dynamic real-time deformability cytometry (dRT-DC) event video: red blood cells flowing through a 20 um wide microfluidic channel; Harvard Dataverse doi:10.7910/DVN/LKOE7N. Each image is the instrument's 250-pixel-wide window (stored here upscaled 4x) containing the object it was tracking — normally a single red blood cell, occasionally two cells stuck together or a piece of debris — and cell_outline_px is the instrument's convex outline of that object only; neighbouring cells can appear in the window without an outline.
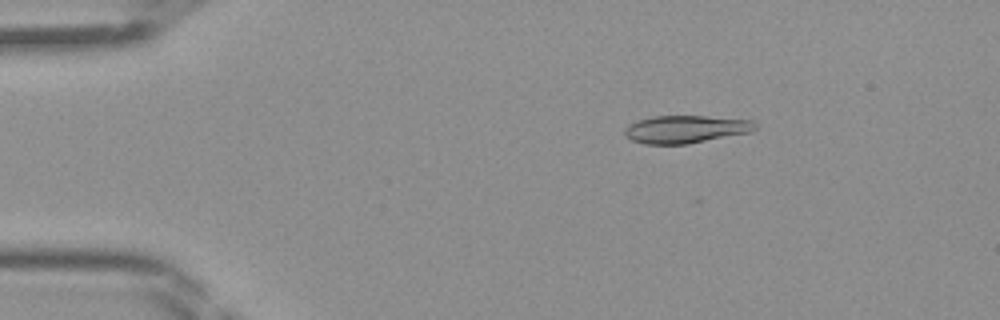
{"species": "Egyptian fruit bat (a non-hibernating species)", "species_latin": "Rousettus aegyptiacus", "temperature_condition": "room temperature", "stored_images_in_passage": 44, "camera_frame_rate_fps": 3000, "um_per_image_px": 0.085, "frame": {"image": 1, "passage_image": 7, "time_ms": 2.0, "image_size_px": [1000, 320], "cell_outline_px": [[760, 124], [752, 132], [688, 144], [644, 144], [632, 140], [624, 132], [624, 128], [628, 124], [636, 120], [652, 116], [704, 116], [752, 120]], "centroid_in_image_um": [58.31, 10.98], "position_along_channel_um": 26.7, "area_um2": 21.27}}
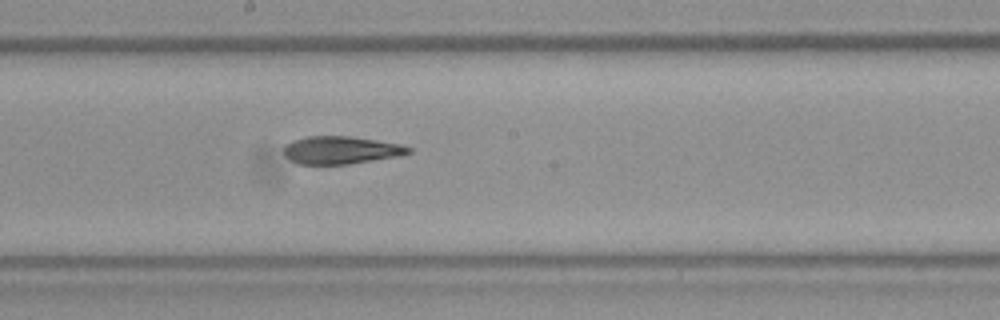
{"frame": {"image": 2, "passage_image": 24, "time_ms": 7.667, "image_size_px": [1000, 320], "cell_outline_px": [[412, 152], [400, 156], [348, 164], [296, 164], [288, 160], [284, 156], [284, 148], [292, 140], [308, 136], [348, 136], [376, 140], [400, 144], [412, 148]], "centroid_in_image_um": [28.96, 12.76], "position_along_channel_um": 219.2, "area_um2": 20.23}}
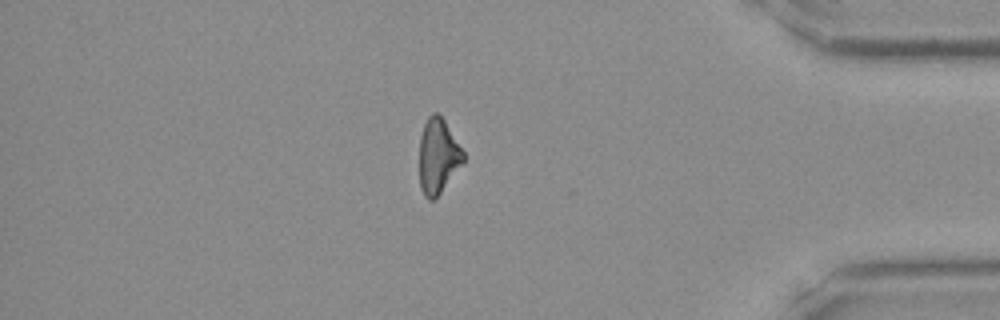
{"frame": {"image": 3, "passage_image": 38, "time_ms": 12.333, "image_size_px": [1000, 320], "cell_outline_px": [[464, 160], [440, 192], [432, 200], [428, 200], [424, 196], [420, 188], [420, 136], [424, 124], [428, 116], [432, 112], [436, 112], [444, 120], [464, 152]], "centroid_in_image_um": [37.21, 13.25], "position_along_channel_um": 398.0, "area_um2": 18.79}}